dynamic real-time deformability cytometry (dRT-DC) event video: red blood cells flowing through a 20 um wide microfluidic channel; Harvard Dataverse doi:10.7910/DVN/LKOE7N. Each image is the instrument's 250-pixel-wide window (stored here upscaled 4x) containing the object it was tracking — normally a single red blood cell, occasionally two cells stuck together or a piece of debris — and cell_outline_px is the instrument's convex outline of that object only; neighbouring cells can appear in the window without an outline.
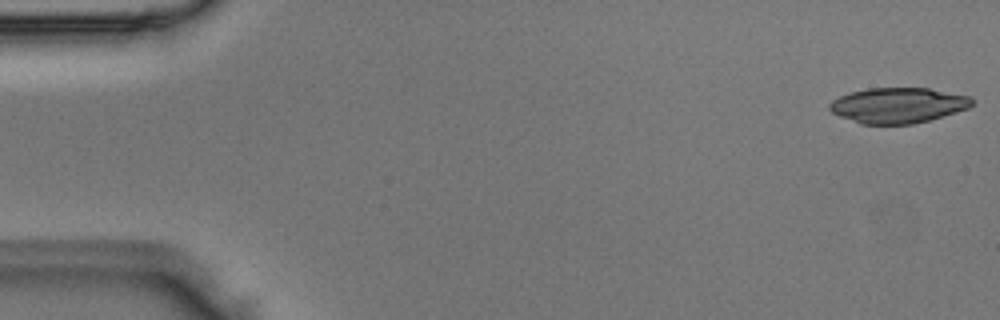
{"species": "Egyptian fruit bat (a non-hibernating species)", "species_latin": "Rousettus aegyptiacus", "temperature_condition": "room temperature", "stored_images_in_passage": 5, "camera_frame_rate_fps": 3000, "um_per_image_px": 0.085, "animal": {"sex": "male"}, "frame": {"image": 1, "passage_image": 1, "time_ms": 0.0, "image_size_px": [1000, 320], "cell_outline_px": [[972, 104], [968, 108], [928, 120], [912, 124], [860, 124], [840, 116], [832, 112], [828, 108], [828, 104], [832, 100], [840, 96], [852, 92], [868, 88], [928, 88], [972, 96]], "centroid_in_image_um": [76.31, 8.95], "position_along_channel_um": 8.7, "area_um2": 29.25}}
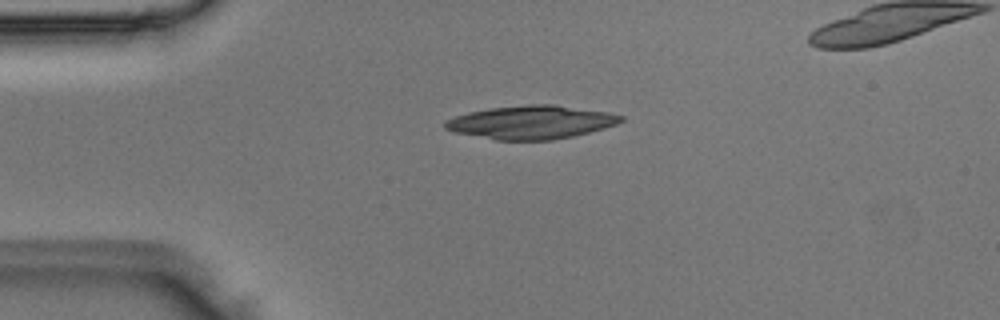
{"frame": {"image": 2, "passage_image": 3, "time_ms": 0.667, "image_size_px": [1000, 320], "cell_outline_px": [[624, 120], [616, 124], [604, 128], [572, 136], [552, 140], [496, 140], [456, 132], [444, 128], [444, 124], [448, 120], [456, 116], [468, 112], [492, 108], [528, 104], [556, 104], [608, 112], [624, 116]], "centroid_in_image_um": [45.19, 10.38], "position_along_channel_um": 39.8, "area_um2": 33.99}}